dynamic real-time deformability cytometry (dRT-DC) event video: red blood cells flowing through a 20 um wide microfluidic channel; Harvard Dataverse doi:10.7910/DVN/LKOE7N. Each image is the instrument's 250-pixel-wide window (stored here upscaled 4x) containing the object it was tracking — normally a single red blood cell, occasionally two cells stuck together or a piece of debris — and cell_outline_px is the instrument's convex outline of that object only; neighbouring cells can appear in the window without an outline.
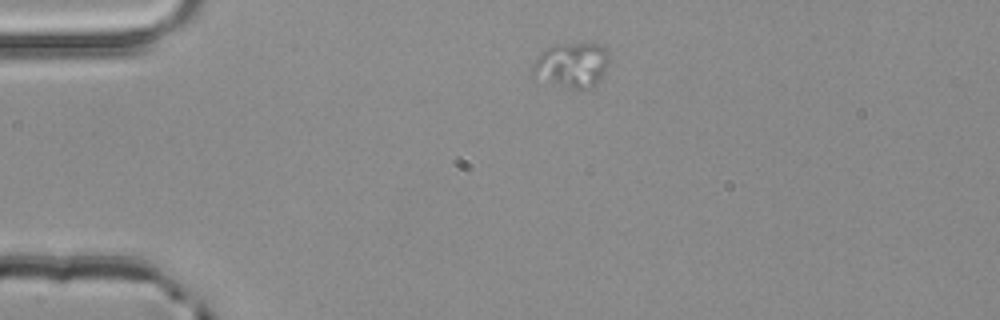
{"species": "common noctule bat (a hibernating species)", "species_latin": "Nyctalus noctula", "temperature_condition": "room temperature", "stored_images_in_passage": 2, "camera_frame_rate_fps": 3000, "um_per_image_px": 0.085, "animal": {"sex": "male", "body_mass_g": 20.4}, "frame": {"image": 1, "passage_image": 1, "time_ms": 0.0, "image_size_px": [1000, 320], "cell_outline_px": [[608, 60], [596, 84], [592, 88], [568, 88], [528, 76], [532, 64], [540, 52], [544, 48], [552, 44], [600, 44], [608, 48]], "centroid_in_image_um": [48.5, 5.51], "position_along_channel_um": 36.5, "area_um2": 20.29}}
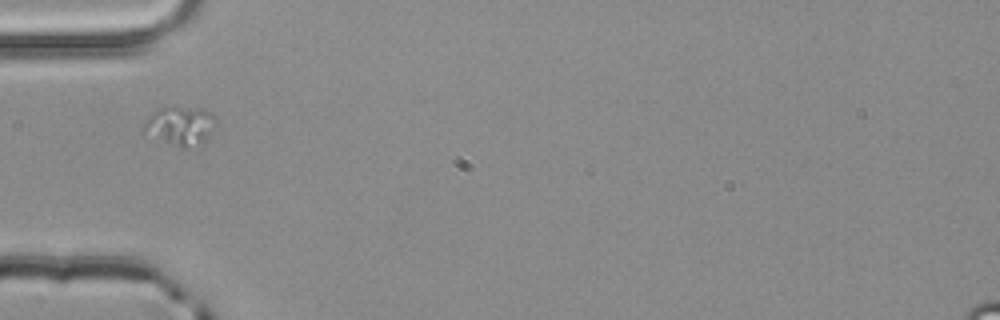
{"frame": {"image": 2, "passage_image": 2, "time_ms": 0.333, "image_size_px": [1000, 320], "cell_outline_px": [[216, 124], [204, 144], [188, 148], [180, 148], [140, 132], [144, 124], [152, 112], [168, 104], [176, 104], [204, 108], [212, 112], [216, 116]], "centroid_in_image_um": [15.34, 10.65], "position_along_channel_um": 69.7, "area_um2": 17.4}}